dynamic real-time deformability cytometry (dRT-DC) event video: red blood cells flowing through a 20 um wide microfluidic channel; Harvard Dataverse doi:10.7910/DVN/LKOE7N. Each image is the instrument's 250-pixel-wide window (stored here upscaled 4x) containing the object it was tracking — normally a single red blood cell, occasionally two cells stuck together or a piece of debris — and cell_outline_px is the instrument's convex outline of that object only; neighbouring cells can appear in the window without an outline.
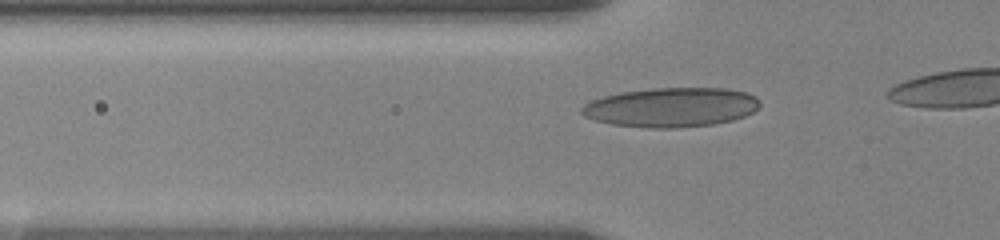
{"species": "human", "species_latin": "Homo sapiens", "temperature_condition": "room temperature", "stored_images_in_passage": 14, "camera_frame_rate_fps": 3000, "um_per_image_px": 0.085, "donor": {"sex": "female"}, "frame": {"image": 1, "passage_image": 7, "time_ms": 1.667, "image_size_px": [1000, 240], "cell_outline_px": [[760, 104], [752, 112], [744, 116], [732, 120], [712, 124], [676, 128], [648, 128], [612, 124], [596, 120], [584, 116], [580, 112], [580, 108], [584, 104], [592, 100], [604, 96], [620, 92], [652, 88], [724, 88], [748, 92], [756, 96], [760, 100]], "centroid_in_image_um": [57.05, 9.11], "position_along_channel_um": 68.8, "area_um2": 40.98}}
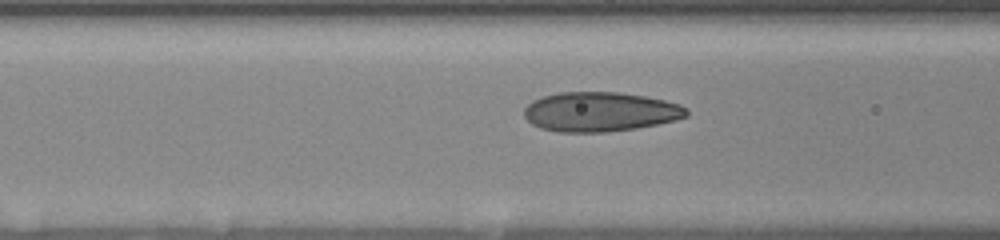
{"frame": {"image": 2, "passage_image": 11, "time_ms": 3.0, "image_size_px": [1000, 240], "cell_outline_px": [[688, 116], [676, 120], [636, 128], [608, 132], [560, 132], [540, 128], [532, 124], [524, 116], [524, 108], [532, 100], [544, 96], [560, 92], [616, 92], [644, 96], [664, 100], [680, 104], [688, 108]], "centroid_in_image_um": [51.01, 9.5], "position_along_channel_um": 115.6, "area_um2": 37.45}}